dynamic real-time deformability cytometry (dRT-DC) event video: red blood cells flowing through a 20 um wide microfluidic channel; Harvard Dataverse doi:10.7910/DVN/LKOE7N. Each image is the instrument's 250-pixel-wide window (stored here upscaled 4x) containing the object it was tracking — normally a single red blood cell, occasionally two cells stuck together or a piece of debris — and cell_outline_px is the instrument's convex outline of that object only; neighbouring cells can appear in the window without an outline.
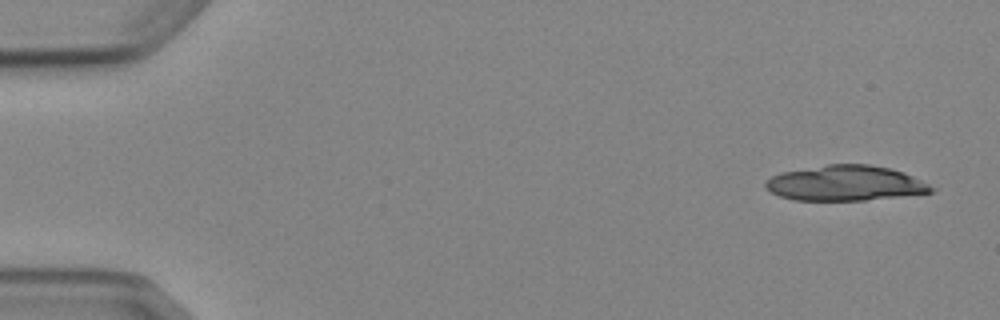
{"species": "Egyptian fruit bat (a non-hibernating species)", "species_latin": "Rousettus aegyptiacus", "temperature_condition": "cold", "stored_images_in_passage": 3, "camera_frame_rate_fps": 3000, "um_per_image_px": 0.085, "animal": {"sex": "female"}, "frame": {"image": 1, "passage_image": 1, "time_ms": 0.0, "image_size_px": [1000, 320], "cell_outline_px": [[936, 188], [932, 192], [900, 196], [864, 200], [792, 200], [780, 196], [764, 188], [764, 184], [772, 176], [780, 172], [828, 164], [868, 164], [888, 168], [904, 172]], "centroid_in_image_um": [71.82, 15.57], "position_along_channel_um": 13.2, "area_um2": 33.87}}